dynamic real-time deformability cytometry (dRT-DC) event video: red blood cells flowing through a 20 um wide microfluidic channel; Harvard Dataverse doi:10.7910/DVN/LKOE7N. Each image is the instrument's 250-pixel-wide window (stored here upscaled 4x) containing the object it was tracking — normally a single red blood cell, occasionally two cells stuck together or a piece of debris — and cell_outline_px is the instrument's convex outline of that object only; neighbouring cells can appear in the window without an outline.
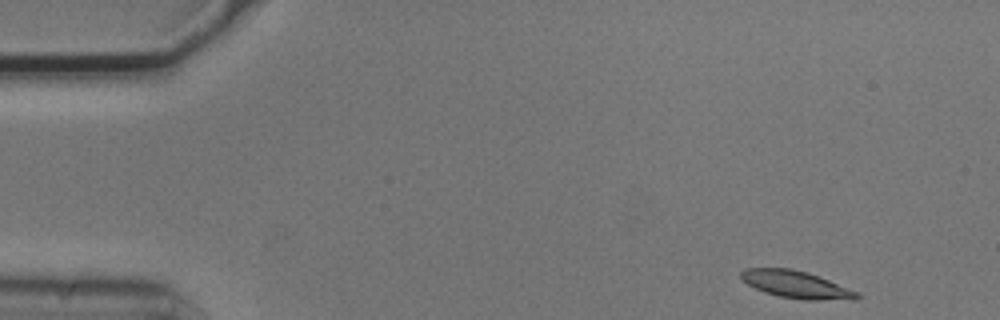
{"species": "common noctule bat (a hibernating species)", "species_latin": "Nyctalus noctula", "temperature_condition": "cold", "stored_images_in_passage": 50, "camera_frame_rate_fps": 3000, "um_per_image_px": 0.085, "animal": {"sex": "male", "body_mass_g": 20.5, "forearm_length_mm": 52.5}, "frame": {"image": 1, "passage_image": 1, "time_ms": 0.0, "image_size_px": [1000, 320], "cell_outline_px": [[864, 296], [852, 300], [804, 300], [780, 296], [764, 292], [748, 284], [740, 276], [740, 272], [744, 268], [792, 268], [808, 272], [860, 292]], "centroid_in_image_um": [67.74, 24.19], "position_along_channel_um": 17.3, "area_um2": 18.61}}
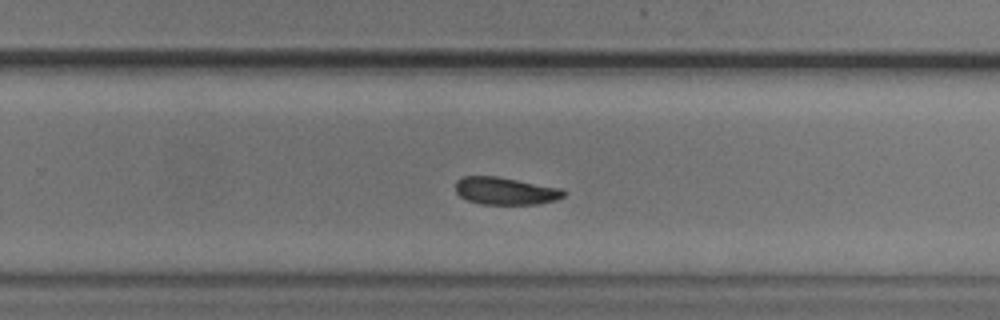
{"frame": {"image": 2, "passage_image": 31, "time_ms": 10.0, "image_size_px": [1000, 320], "cell_outline_px": [[568, 192], [564, 196], [556, 200], [536, 204], [480, 204], [468, 200], [460, 196], [456, 192], [456, 180], [464, 176], [496, 176], [564, 188]], "centroid_in_image_um": [43.0, 16.22], "position_along_channel_um": 286.8, "area_um2": 17.46}}
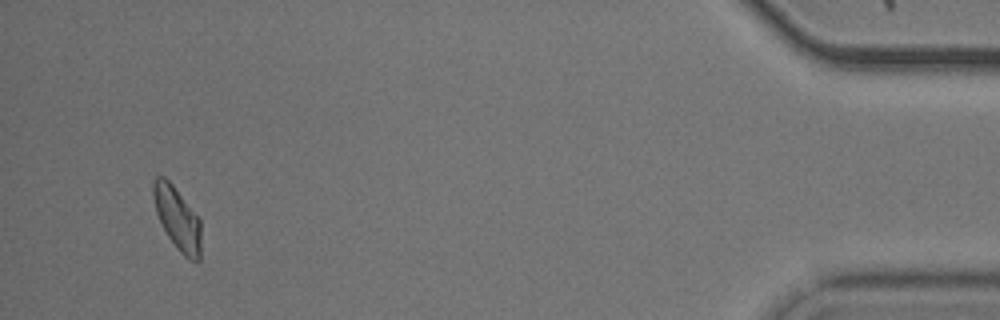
{"frame": {"image": 3, "passage_image": 48, "time_ms": 15.667, "image_size_px": [1000, 320], "cell_outline_px": [[200, 260], [196, 264], [184, 256], [180, 252], [168, 236], [156, 212], [152, 196], [152, 180], [156, 176], [164, 176], [172, 184], [200, 220]], "centroid_in_image_um": [15.06, 18.57], "position_along_channel_um": 420.1, "area_um2": 17.34}, "authors_computed_cell_mechanics": {"area_um2": 18.3226, "velocity_mm_per_s": 3.6837, "shape_relaxation_time_tau1_ms": 3.2358, "shape_relaxation_time_tau2_ms": null, "deformation_change_tau1": 0.1038, "deformation_change_tau2": null}}